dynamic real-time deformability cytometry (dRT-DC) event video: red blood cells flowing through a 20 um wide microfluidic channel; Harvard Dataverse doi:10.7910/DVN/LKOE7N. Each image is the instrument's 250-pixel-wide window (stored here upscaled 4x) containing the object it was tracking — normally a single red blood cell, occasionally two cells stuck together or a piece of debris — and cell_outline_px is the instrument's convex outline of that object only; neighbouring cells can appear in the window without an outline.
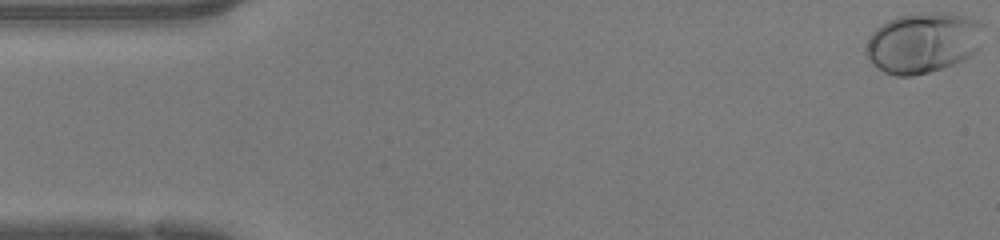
{"species": "human", "species_latin": "Homo sapiens", "temperature_condition": "warm", "stored_images_in_passage": 48, "camera_frame_rate_fps": 3000, "um_per_image_px": 0.085, "donor": {"sex": "female"}, "frame": {"image": 1, "passage_image": 1, "time_ms": 0.0, "image_size_px": [1000, 240], "cell_outline_px": [[984, 24], [980, 48], [976, 52], [952, 64], [928, 72], [912, 76], [896, 76], [884, 72], [872, 64], [864, 52], [864, 48], [872, 32], [880, 24], [896, 16], [920, 12], [944, 12], [964, 16], [976, 20]], "centroid_in_image_um": [78.43, 3.61], "position_along_channel_um": 6.6, "area_um2": 41.73}}
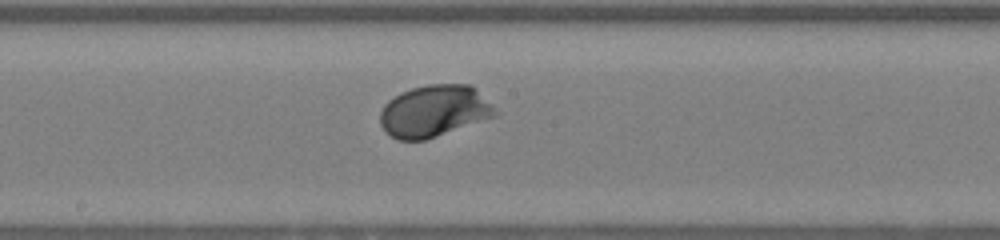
{"frame": {"image": 2, "passage_image": 25, "time_ms": 8.0, "image_size_px": [1000, 240], "cell_outline_px": [[500, 112], [496, 116], [424, 140], [400, 140], [384, 132], [380, 124], [380, 112], [384, 104], [388, 100], [400, 92], [412, 88], [428, 84], [472, 84]], "centroid_in_image_um": [36.91, 9.42], "position_along_channel_um": 211.3, "area_um2": 34.91}}
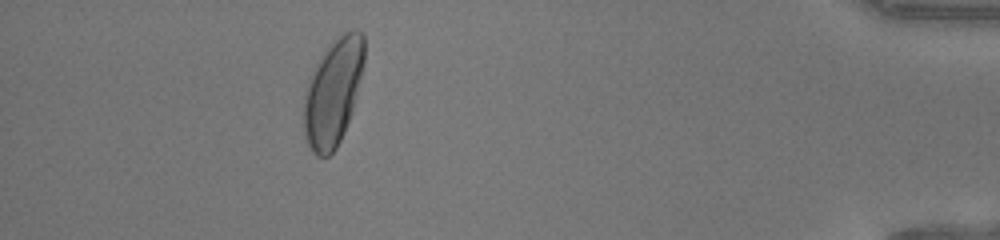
{"frame": {"image": 3, "passage_image": 43, "time_ms": 14.0, "image_size_px": [1000, 240], "cell_outline_px": [[364, 64], [352, 112], [340, 140], [336, 148], [328, 156], [316, 156], [312, 152], [304, 136], [304, 92], [308, 80], [316, 64], [328, 44], [344, 32], [356, 28], [364, 36]], "centroid_in_image_um": [28.31, 7.82], "position_along_channel_um": 406.9, "area_um2": 37.63}, "authors_computed_cell_mechanics": {"area_um2": 34.3043, "velocity_mm_per_s": 4.2638, "shape_relaxation_time_tau1_ms": 1.7196, "shape_relaxation_time_tau2_ms": null, "deformation_change_tau1": 0.1474, "deformation_change_tau2": null}}